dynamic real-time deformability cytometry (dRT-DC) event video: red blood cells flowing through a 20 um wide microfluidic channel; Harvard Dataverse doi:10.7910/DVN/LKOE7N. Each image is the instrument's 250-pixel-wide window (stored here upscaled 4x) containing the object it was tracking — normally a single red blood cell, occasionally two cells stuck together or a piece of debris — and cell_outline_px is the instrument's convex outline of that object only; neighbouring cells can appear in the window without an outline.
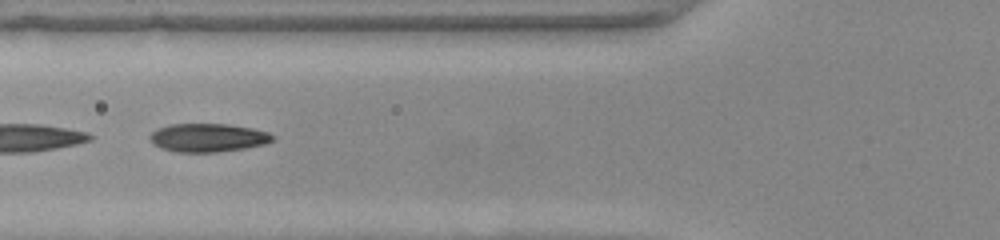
{"species": "common noctule bat (a hibernating species)", "species_latin": "Nyctalus noctula", "temperature_condition": "warm", "stored_images_in_passage": 36, "camera_frame_rate_fps": 3000, "um_per_image_px": 0.085, "animal": {"sex": "female", "body_mass_g": 22.0, "forearm_length_mm": 56.7}, "frame": {"image": 1, "passage_image": 5, "time_ms": 1.333, "image_size_px": [1000, 240], "cell_outline_px": [[276, 140], [264, 144], [244, 148], [216, 152], [176, 152], [160, 148], [152, 144], [148, 136], [152, 132], [160, 128], [172, 124], [228, 124], [252, 128], [268, 132], [276, 136]], "centroid_in_image_um": [17.69, 11.7], "position_along_channel_um": 108.1, "area_um2": 20.4}}
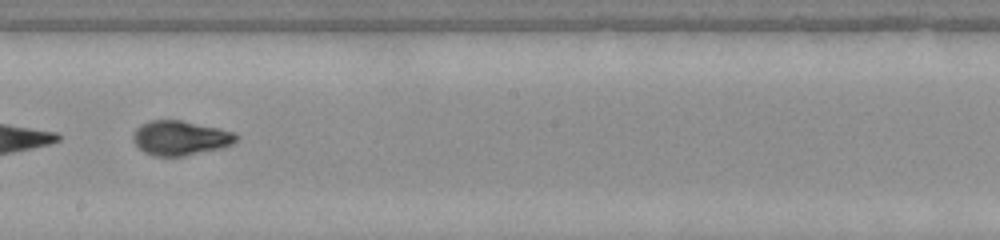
{"frame": {"image": 2, "passage_image": 14, "time_ms": 4.333, "image_size_px": [1000, 240], "cell_outline_px": [[240, 136], [232, 144], [224, 148], [184, 156], [152, 156], [144, 152], [132, 140], [132, 136], [136, 128], [140, 124], [152, 120], [180, 120], [220, 128], [236, 132]], "centroid_in_image_um": [15.35, 11.73], "position_along_channel_um": 232.8, "area_um2": 21.04}}
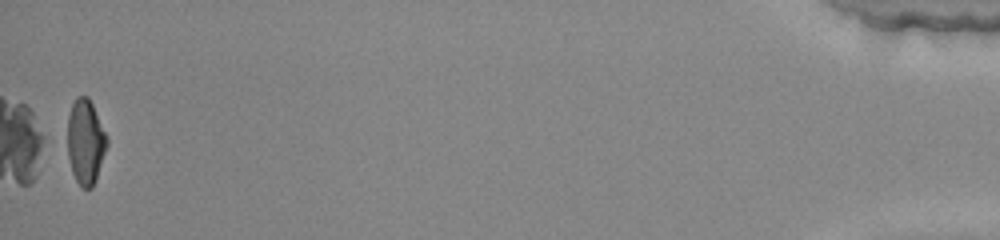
{"frame": {"image": 3, "passage_image": 35, "time_ms": 11.333, "image_size_px": [1000, 240], "cell_outline_px": [[108, 144], [96, 180], [92, 188], [80, 188], [72, 172], [68, 156], [68, 116], [72, 104], [76, 96], [88, 96], [108, 136]], "centroid_in_image_um": [7.28, 12.06], "position_along_channel_um": 427.9, "area_um2": 19.65}, "authors_computed_cell_mechanics": {"area_um2": 20.3456, "velocity_mm_per_s": 4.162, "shape_relaxation_time_tau1_ms": 6.7282, "shape_relaxation_time_tau2_ms": 0.7198, "deformation_change_tau1": 0.2937, "deformation_change_tau2": 0.0438}}